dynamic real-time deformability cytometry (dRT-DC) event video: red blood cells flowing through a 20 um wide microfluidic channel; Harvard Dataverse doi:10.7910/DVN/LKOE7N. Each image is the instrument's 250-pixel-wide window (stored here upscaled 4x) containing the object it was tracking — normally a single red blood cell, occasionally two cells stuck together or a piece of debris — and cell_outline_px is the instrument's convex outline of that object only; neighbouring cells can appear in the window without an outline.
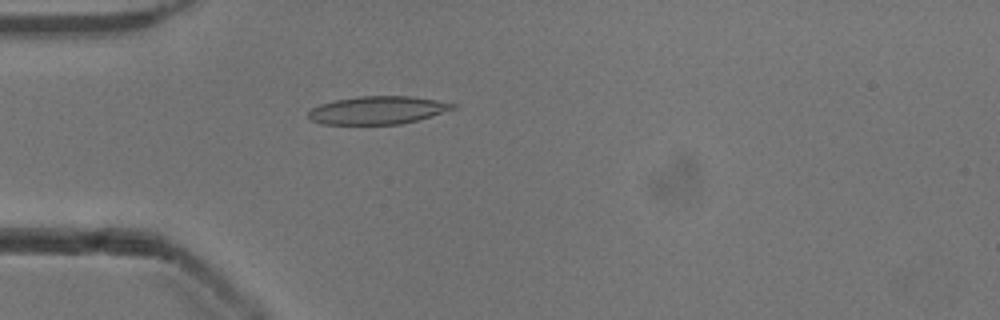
{"species": "common noctule bat (a hibernating species)", "species_latin": "Nyctalus noctula", "temperature_condition": "cold", "stored_images_in_passage": 40, "camera_frame_rate_fps": 3000, "um_per_image_px": 0.085, "animal": {"sex": "male", "body_mass_g": 13.3}, "frame": {"image": 1, "passage_image": 3, "time_ms": 0.667, "image_size_px": [1000, 320], "cell_outline_px": [[460, 108], [432, 116], [400, 124], [324, 124], [312, 120], [308, 116], [308, 112], [312, 108], [320, 104], [336, 100], [360, 96], [412, 96], [460, 104]], "centroid_in_image_um": [32.19, 9.36], "position_along_channel_um": 52.8, "area_um2": 23.64}}
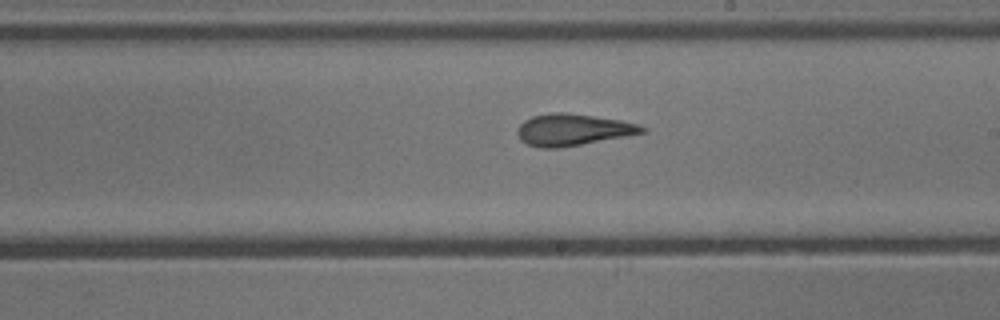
{"frame": {"image": 2, "passage_image": 18, "time_ms": 5.667, "image_size_px": [1000, 320], "cell_outline_px": [[648, 132], [560, 148], [540, 148], [528, 144], [520, 140], [516, 132], [520, 124], [524, 120], [532, 116], [552, 112], [560, 112], [592, 116], [620, 120], [640, 124], [648, 128]], "centroid_in_image_um": [48.7, 11.03], "position_along_channel_um": 240.3, "area_um2": 23.06}}
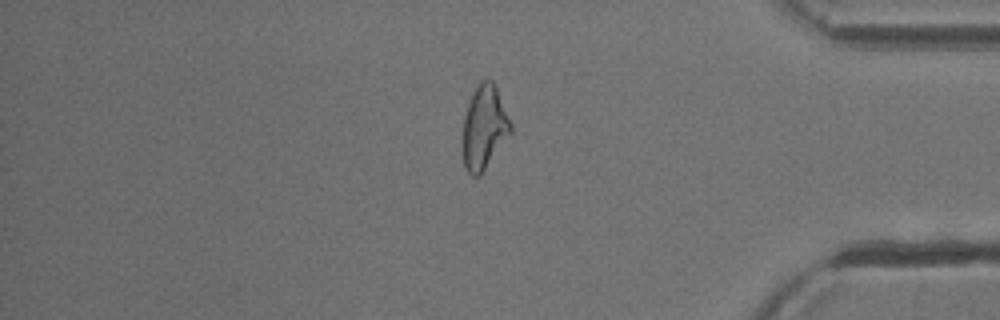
{"frame": {"image": 3, "passage_image": 32, "time_ms": 10.333, "image_size_px": [1000, 320], "cell_outline_px": [[512, 132], [480, 176], [472, 176], [468, 172], [464, 164], [464, 116], [472, 92], [484, 80], [492, 80], [496, 88], [512, 124]], "centroid_in_image_um": [41.18, 10.86], "position_along_channel_um": 394.0, "area_um2": 22.89}, "authors_computed_cell_mechanics": {"area_um2": 22.9755, "velocity_mm_per_s": 3.9005, "shape_relaxation_time_tau1_ms": 10.9565, "shape_relaxation_time_tau2_ms": 2.3318, "deformation_change_tau1": 0.2682, "deformation_change_tau2": 0.1138}}